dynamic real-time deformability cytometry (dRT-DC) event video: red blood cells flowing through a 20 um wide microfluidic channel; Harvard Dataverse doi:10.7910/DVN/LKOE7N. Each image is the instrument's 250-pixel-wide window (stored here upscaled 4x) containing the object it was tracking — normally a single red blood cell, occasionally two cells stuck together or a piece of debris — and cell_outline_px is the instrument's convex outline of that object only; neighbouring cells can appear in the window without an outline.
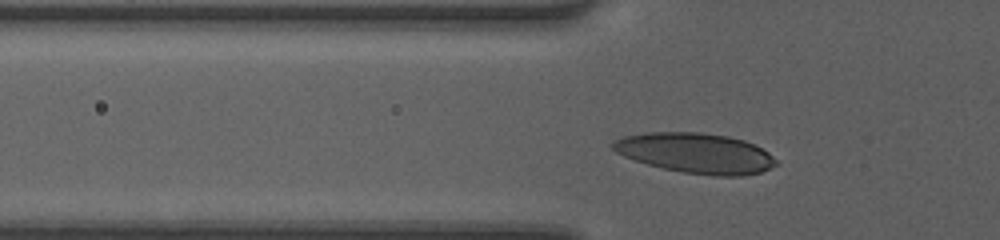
{"species": "human", "species_latin": "Homo sapiens", "temperature_condition": "room temperature", "stored_images_in_passage": 36, "camera_frame_rate_fps": 3000, "um_per_image_px": 0.085, "donor": {"sex": "female"}, "frame": {"image": 1, "passage_image": 9, "time_ms": 2.667, "image_size_px": [1000, 240], "cell_outline_px": [[780, 164], [760, 172], [740, 176], [716, 176], [684, 172], [664, 168], [648, 164], [624, 156], [616, 152], [612, 148], [612, 144], [616, 140], [624, 136], [644, 132], [700, 132], [728, 136], [744, 140], [768, 152]], "centroid_in_image_um": [59.15, 13.01], "position_along_channel_um": 66.6, "area_um2": 37.97}}
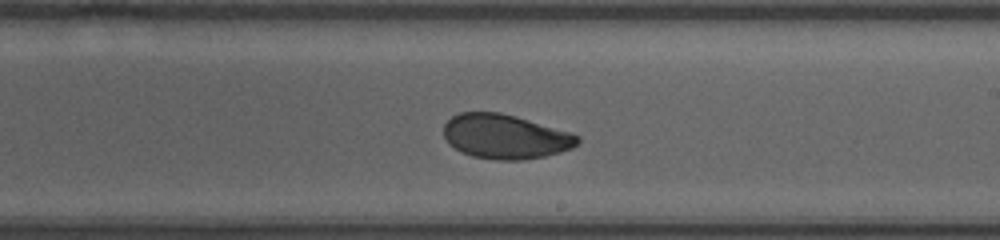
{"frame": {"image": 2, "passage_image": 22, "time_ms": 7.0, "image_size_px": [1000, 240], "cell_outline_px": [[580, 140], [572, 148], [560, 152], [544, 156], [520, 160], [496, 160], [472, 156], [460, 152], [448, 144], [444, 136], [444, 124], [452, 116], [460, 112], [500, 112], [516, 116], [572, 132], [580, 136]], "centroid_in_image_um": [42.94, 11.6], "position_along_channel_um": 246.1, "area_um2": 34.91}}
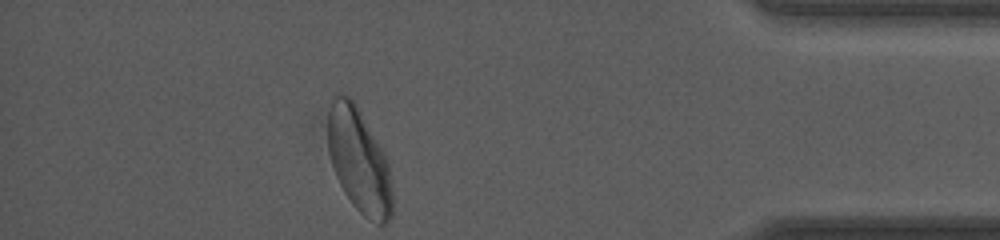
{"frame": {"image": 3, "passage_image": 36, "time_ms": 11.667, "image_size_px": [1000, 240], "cell_outline_px": [[392, 216], [384, 224], [376, 224], [368, 220], [352, 204], [344, 192], [336, 176], [328, 152], [328, 112], [332, 92], [344, 92], [356, 104], [384, 152], [388, 160], [392, 188]], "centroid_in_image_um": [30.51, 13.62], "position_along_channel_um": 404.7, "area_um2": 39.71}, "authors_computed_cell_mechanics": {"area_um2": 35.5759, "velocity_mm_per_s": 4.1966, "shape_relaxation_time_tau1_ms": 3.5594, "shape_relaxation_time_tau2_ms": 1.53, "deformation_change_tau1": 0.1257, "deformation_change_tau2": 0.0574}}